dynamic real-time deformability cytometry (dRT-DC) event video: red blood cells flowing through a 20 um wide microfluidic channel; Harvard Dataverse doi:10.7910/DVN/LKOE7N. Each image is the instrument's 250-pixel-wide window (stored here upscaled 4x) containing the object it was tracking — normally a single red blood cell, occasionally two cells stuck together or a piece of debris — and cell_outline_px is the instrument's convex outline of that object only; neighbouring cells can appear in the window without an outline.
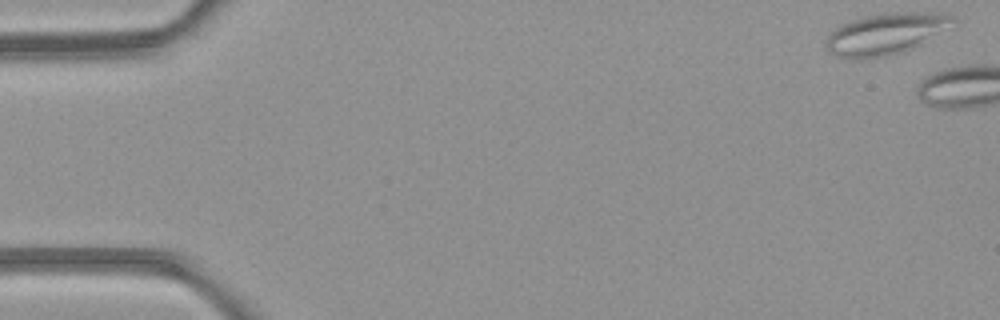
{"species": "common noctule bat (a hibernating species)", "species_latin": "Nyctalus noctula", "temperature_condition": "room temperature", "stored_images_in_passage": 3, "camera_frame_rate_fps": 3000, "um_per_image_px": 0.085, "animal": {"sex": "female", "body_mass_g": 21.9}, "frame": {"image": 1, "passage_image": 1, "time_ms": 0.0, "image_size_px": [1000, 320], "cell_outline_px": [[948, 16], [920, 44], [904, 52], [884, 56], [860, 60], [852, 60], [836, 56], [828, 52], [828, 36], [840, 24], [860, 16], [892, 12], [932, 12]], "centroid_in_image_um": [74.98, 2.91], "position_along_channel_um": 10.0, "area_um2": 28.96}}